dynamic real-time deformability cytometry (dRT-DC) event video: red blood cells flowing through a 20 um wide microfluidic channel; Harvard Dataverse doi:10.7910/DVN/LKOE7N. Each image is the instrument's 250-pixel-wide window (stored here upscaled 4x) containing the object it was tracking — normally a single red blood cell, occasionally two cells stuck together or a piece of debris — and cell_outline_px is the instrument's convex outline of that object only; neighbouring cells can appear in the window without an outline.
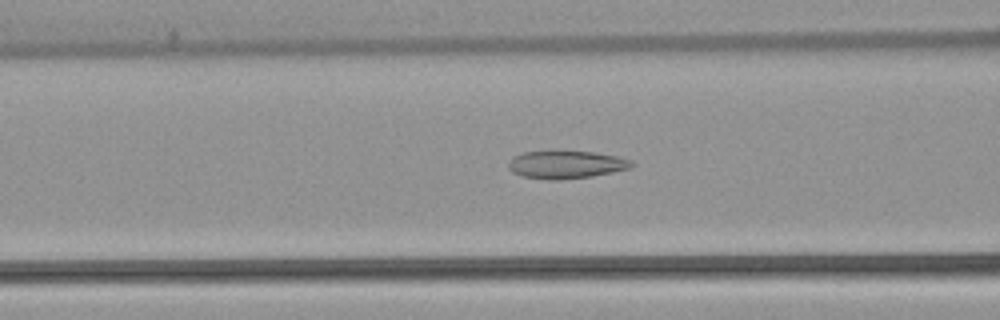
{"species": "common noctule bat (a hibernating species)", "species_latin": "Nyctalus noctula", "temperature_condition": "warm", "stored_images_in_passage": 53, "camera_frame_rate_fps": 3000, "um_per_image_px": 0.085, "animal": {"sex": "female", "body_mass_g": 22.7, "forearm_length_mm": 54.2}, "frame": {"image": 1, "passage_image": 21, "time_ms": 6.667, "image_size_px": [1000, 320], "cell_outline_px": [[636, 164], [628, 168], [612, 172], [592, 176], [556, 180], [548, 180], [524, 176], [512, 172], [508, 168], [508, 164], [512, 156], [524, 152], [596, 152], [616, 156], [632, 160]], "centroid_in_image_um": [48.12, 14.0], "position_along_channel_um": 118.5, "area_um2": 19.71}}
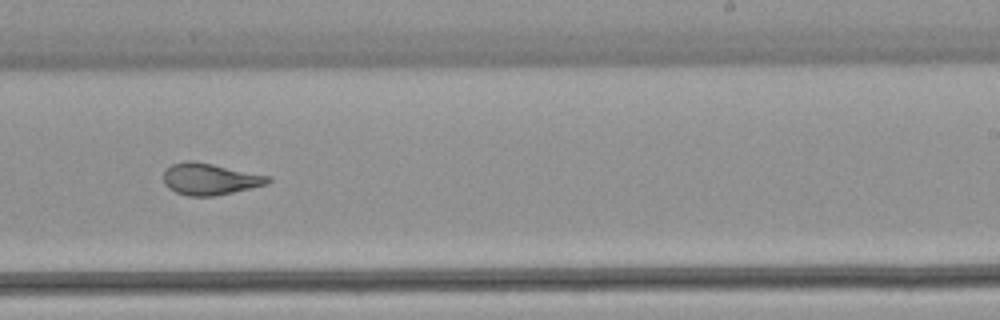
{"frame": {"image": 2, "passage_image": 33, "time_ms": 10.667, "image_size_px": [1000, 320], "cell_outline_px": [[272, 180], [268, 184], [252, 188], [212, 196], [188, 196], [176, 192], [168, 188], [164, 184], [164, 172], [172, 164], [184, 160], [192, 160], [272, 176]], "centroid_in_image_um": [17.86, 15.21], "position_along_channel_um": 271.1, "area_um2": 19.31}}
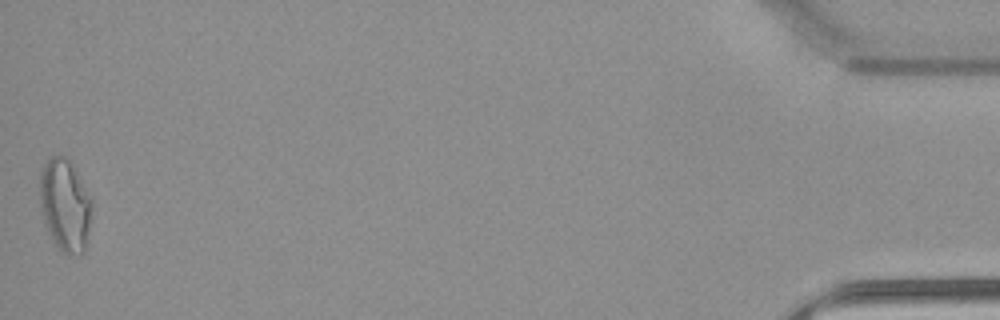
{"frame": {"image": 3, "passage_image": 53, "time_ms": 17.333, "image_size_px": [1000, 320], "cell_outline_px": [[92, 204], [88, 232], [84, 252], [80, 256], [68, 256], [52, 240], [44, 224], [40, 208], [40, 172], [44, 164], [52, 156], [68, 156], [92, 196]], "centroid_in_image_um": [5.54, 17.43], "position_along_channel_um": 429.7, "area_um2": 28.5}, "authors_computed_cell_mechanics": {"area_um2": 22.0218, "velocity_mm_per_s": 3.824, "shape_relaxation_time_tau1_ms": null, "shape_relaxation_time_tau2_ms": 1.5907, "deformation_change_tau1": null, "deformation_change_tau2": 0.0863}}